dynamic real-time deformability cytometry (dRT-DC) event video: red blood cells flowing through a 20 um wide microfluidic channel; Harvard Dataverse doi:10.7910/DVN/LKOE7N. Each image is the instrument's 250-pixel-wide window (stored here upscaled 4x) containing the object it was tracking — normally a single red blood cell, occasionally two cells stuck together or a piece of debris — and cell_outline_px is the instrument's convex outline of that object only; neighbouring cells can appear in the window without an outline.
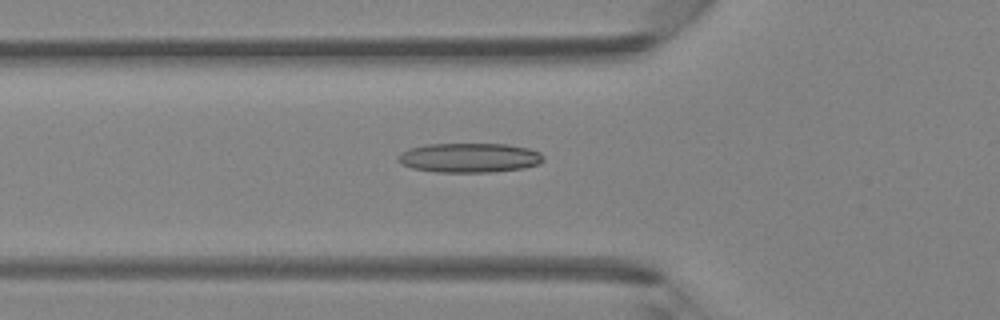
{"species": "Egyptian fruit bat (a non-hibernating species)", "species_latin": "Rousettus aegyptiacus", "temperature_condition": "room temperature", "stored_images_in_passage": 39, "camera_frame_rate_fps": 3000, "um_per_image_px": 0.085, "animal": {"sex": "female"}, "frame": {"image": 1, "passage_image": 10, "time_ms": 3.0, "image_size_px": [1000, 320], "cell_outline_px": [[544, 160], [540, 164], [524, 168], [492, 172], [436, 172], [412, 168], [400, 164], [396, 160], [396, 156], [400, 152], [408, 148], [424, 144], [508, 144], [528, 148], [540, 152], [544, 156]], "centroid_in_image_um": [39.87, 13.41], "position_along_channel_um": 85.9, "area_um2": 25.37}}
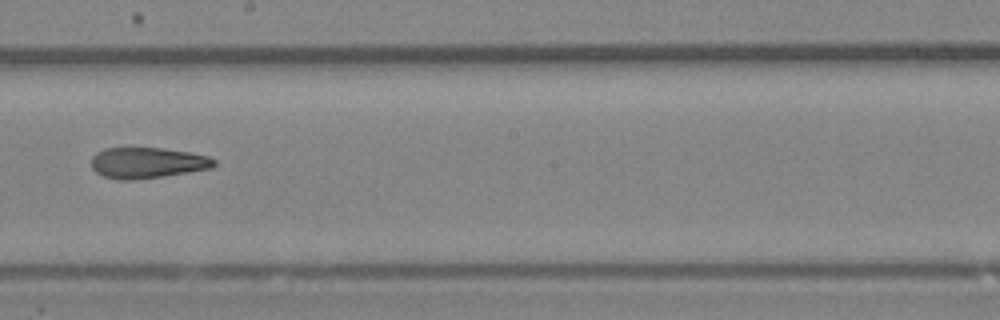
{"frame": {"image": 2, "passage_image": 20, "time_ms": 6.333, "image_size_px": [1000, 320], "cell_outline_px": [[216, 164], [212, 168], [160, 176], [132, 180], [116, 180], [104, 176], [96, 172], [92, 168], [92, 156], [96, 152], [104, 148], [160, 148], [188, 152], [208, 156], [216, 160]], "centroid_in_image_um": [12.49, 13.83], "position_along_channel_um": 235.7, "area_um2": 21.91}}
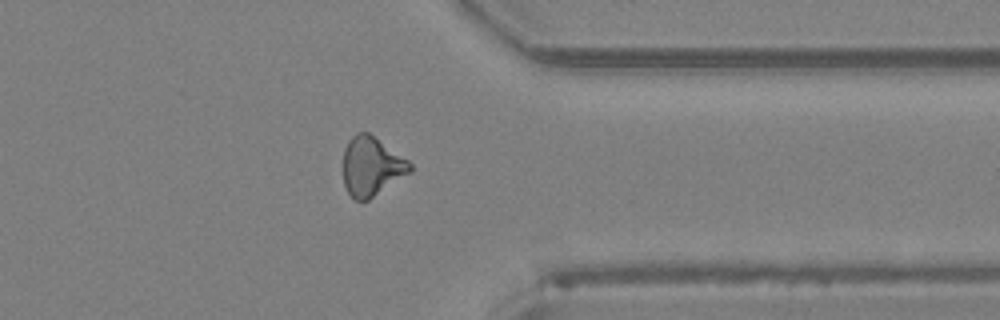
{"frame": {"image": 3, "passage_image": 30, "time_ms": 9.667, "image_size_px": [1000, 320], "cell_outline_px": [[412, 172], [368, 200], [356, 200], [348, 192], [344, 184], [344, 148], [348, 140], [356, 132], [368, 132], [408, 160], [412, 164]], "centroid_in_image_um": [31.59, 14.13], "position_along_channel_um": 379.8, "area_um2": 22.89}}